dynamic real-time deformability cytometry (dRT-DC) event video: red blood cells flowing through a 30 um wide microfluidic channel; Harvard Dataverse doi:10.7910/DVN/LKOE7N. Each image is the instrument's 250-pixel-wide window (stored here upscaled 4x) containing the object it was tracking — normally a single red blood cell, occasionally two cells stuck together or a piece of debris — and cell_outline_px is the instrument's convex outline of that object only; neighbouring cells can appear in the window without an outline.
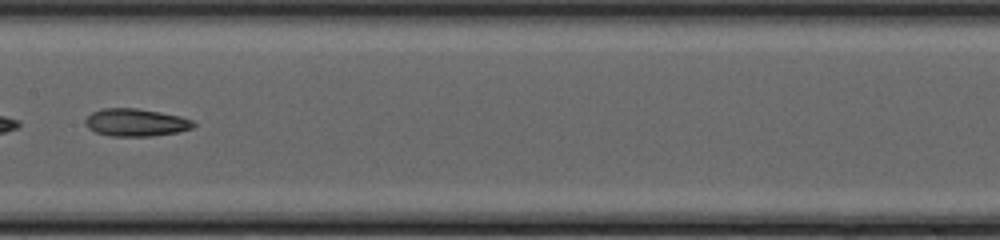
{"species": "common noctule bat (a hibernating species)", "species_latin": "Nyctalus noctula", "temperature_condition": "cold", "stored_images_in_passage": 49, "camera_frame_rate_fps": 3000, "um_per_image_px": 0.085, "animal": {"sex": "female", "body_mass_g": 20.0, "forearm_length_mm": 54.0}, "frame": {"image": 1, "passage_image": 28, "time_ms": 9.0, "image_size_px": [1000, 240], "cell_outline_px": [[196, 124], [192, 128], [176, 132], [152, 136], [112, 136], [96, 132], [88, 128], [84, 124], [84, 120], [92, 112], [104, 108], [136, 108], [160, 112], [180, 116], [192, 120]], "centroid_in_image_um": [11.53, 10.41], "position_along_channel_um": 195.9, "area_um2": 17.34}}
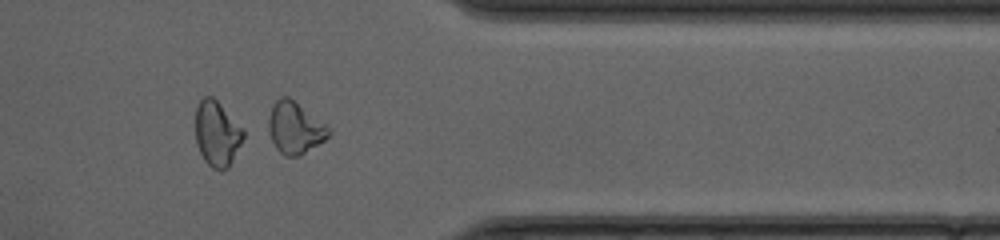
{"frame": {"image": 2, "passage_image": 42, "time_ms": 13.667, "image_size_px": [1000, 240], "cell_outline_px": [[332, 132], [324, 140], [300, 156], [284, 156], [276, 148], [268, 132], [268, 120], [272, 104], [280, 96], [288, 96], [328, 124], [332, 128]], "centroid_in_image_um": [25.09, 10.85], "position_along_channel_um": 386.3, "area_um2": 18.44}}